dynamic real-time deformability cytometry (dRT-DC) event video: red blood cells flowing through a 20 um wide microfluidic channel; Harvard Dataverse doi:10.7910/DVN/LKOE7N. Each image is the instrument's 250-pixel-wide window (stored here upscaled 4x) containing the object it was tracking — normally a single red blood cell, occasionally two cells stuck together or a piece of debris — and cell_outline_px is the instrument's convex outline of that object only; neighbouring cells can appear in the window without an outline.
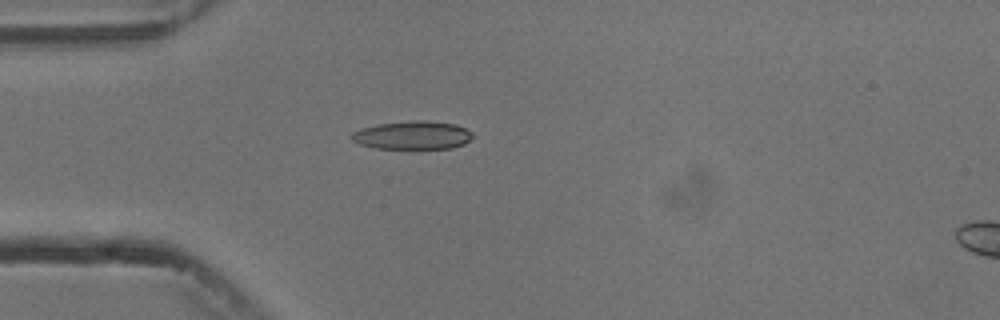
{"species": "common noctule bat (a hibernating species)", "species_latin": "Nyctalus noctula", "temperature_condition": "cold", "stored_images_in_passage": 1, "camera_frame_rate_fps": 3000, "um_per_image_px": 0.085, "animal": {"sex": "male", "body_mass_g": 13.3}, "frame": {"image": 1, "passage_image": 1, "time_ms": 0.0, "image_size_px": [1000, 320], "cell_outline_px": [[472, 136], [464, 144], [452, 148], [376, 148], [360, 144], [352, 140], [352, 132], [360, 128], [380, 124], [412, 120], [424, 120], [456, 124], [472, 132]], "centroid_in_image_um": [35.07, 11.48], "position_along_channel_um": 49.9, "area_um2": 19.77}}